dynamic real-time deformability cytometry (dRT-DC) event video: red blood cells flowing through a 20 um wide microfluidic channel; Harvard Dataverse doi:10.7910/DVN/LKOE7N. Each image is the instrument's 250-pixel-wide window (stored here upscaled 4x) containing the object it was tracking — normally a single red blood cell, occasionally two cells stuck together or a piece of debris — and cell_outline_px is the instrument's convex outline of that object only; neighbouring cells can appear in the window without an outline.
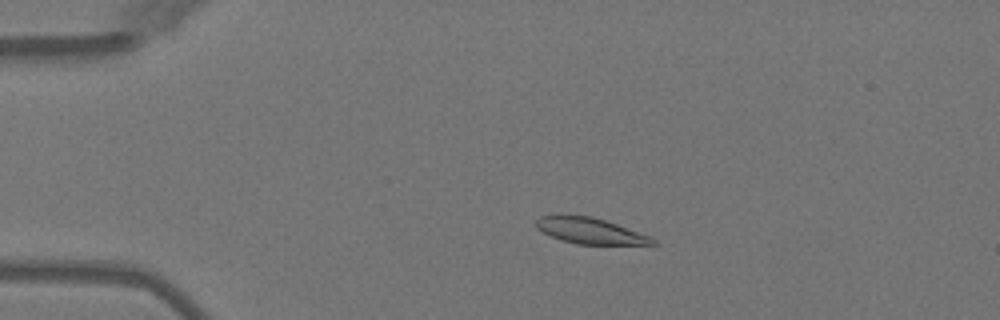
{"species": "Egyptian fruit bat (a non-hibernating species)", "species_latin": "Rousettus aegyptiacus", "temperature_condition": "warm", "stored_images_in_passage": 4, "camera_frame_rate_fps": 3000, "um_per_image_px": 0.085, "animal": {"sex": "female"}, "frame": {"image": 1, "passage_image": 3, "time_ms": 3.333, "image_size_px": [1000, 320], "cell_outline_px": [[660, 244], [576, 244], [560, 240], [536, 228], [536, 220], [540, 216], [556, 212], [592, 216], [616, 224], [648, 236], [656, 240]], "centroid_in_image_um": [50.05, 19.58], "position_along_channel_um": 34.9, "area_um2": 17.86}}